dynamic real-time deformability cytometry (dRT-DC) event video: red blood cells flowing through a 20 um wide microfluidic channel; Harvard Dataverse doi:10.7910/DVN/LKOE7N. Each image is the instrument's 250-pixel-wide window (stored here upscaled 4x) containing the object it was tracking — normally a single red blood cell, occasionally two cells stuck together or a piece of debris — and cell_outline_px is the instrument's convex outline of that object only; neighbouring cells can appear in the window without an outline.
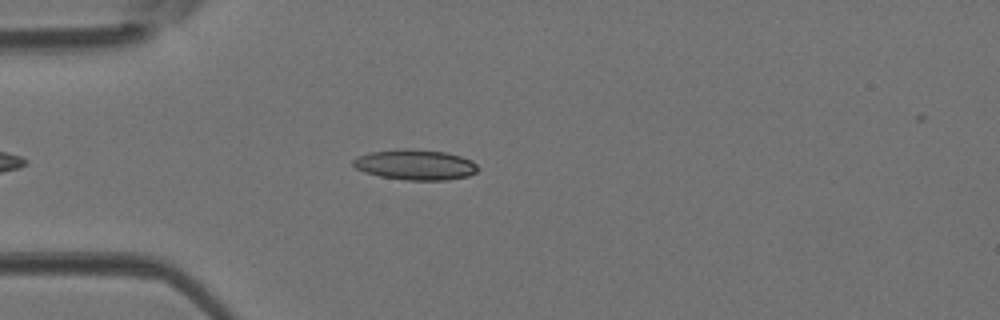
{"species": "Egyptian fruit bat (a non-hibernating species)", "species_latin": "Rousettus aegyptiacus", "temperature_condition": "room temperature", "stored_images_in_passage": 37, "camera_frame_rate_fps": 3000, "um_per_image_px": 0.085, "animal": {"sex": "female"}, "frame": {"image": 1, "passage_image": 7, "time_ms": 2.0, "image_size_px": [1000, 320], "cell_outline_px": [[480, 168], [476, 172], [468, 176], [444, 180], [408, 180], [380, 176], [364, 172], [356, 168], [352, 164], [352, 160], [368, 152], [404, 148], [416, 148], [444, 152], [460, 156], [472, 160]], "centroid_in_image_um": [35.31, 13.99], "position_along_channel_um": 49.7, "area_um2": 22.2}}
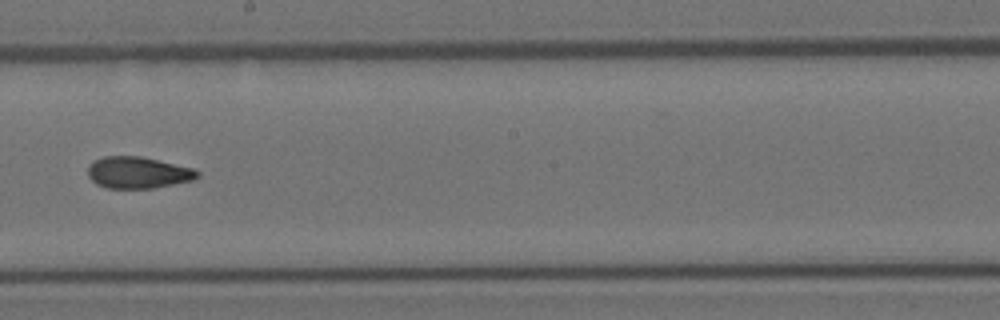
{"frame": {"image": 2, "passage_image": 20, "time_ms": 6.333, "image_size_px": [1000, 320], "cell_outline_px": [[200, 176], [192, 180], [152, 188], [108, 188], [96, 184], [88, 176], [88, 164], [92, 160], [104, 156], [140, 156], [192, 168], [200, 172]], "centroid_in_image_um": [11.68, 14.66], "position_along_channel_um": 236.5, "area_um2": 20.11}}
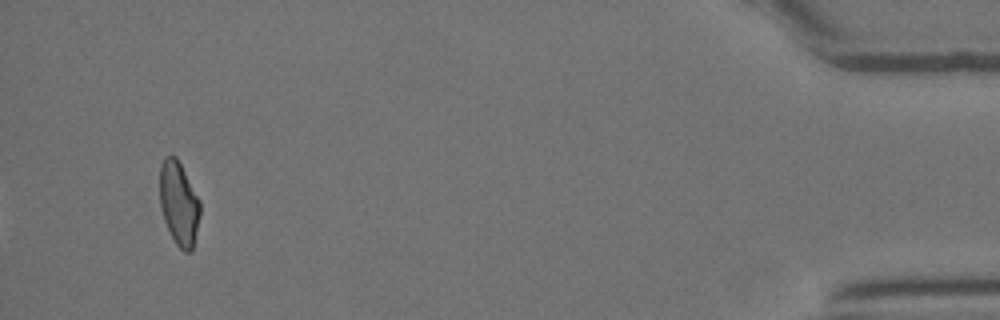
{"frame": {"image": 3, "passage_image": 37, "time_ms": 12.0, "image_size_px": [1000, 320], "cell_outline_px": [[200, 216], [192, 248], [188, 252], [184, 252], [176, 244], [164, 220], [160, 208], [160, 168], [164, 156], [176, 156], [200, 200]], "centroid_in_image_um": [15.2, 17.27], "position_along_channel_um": 420.0, "area_um2": 19.48}}